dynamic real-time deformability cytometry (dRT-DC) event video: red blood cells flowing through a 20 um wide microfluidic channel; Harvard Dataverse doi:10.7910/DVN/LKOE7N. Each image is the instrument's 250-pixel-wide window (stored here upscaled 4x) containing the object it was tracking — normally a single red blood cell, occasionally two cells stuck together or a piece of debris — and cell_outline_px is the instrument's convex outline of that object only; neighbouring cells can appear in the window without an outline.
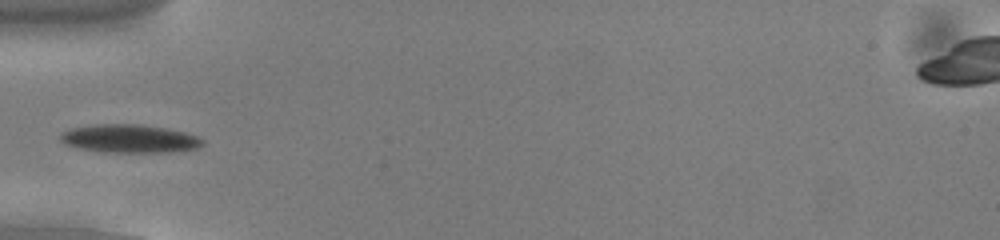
{"species": "common noctule bat (a hibernating species)", "species_latin": "Nyctalus noctula", "temperature_condition": "cold", "stored_images_in_passage": 37, "camera_frame_rate_fps": 3000, "um_per_image_px": 0.085, "animal": {"sex": "male", "body_mass_g": 13.0, "forearm_length_mm": 53.1}, "frame": {"image": 1, "passage_image": 1, "time_ms": 0.0, "image_size_px": [1000, 240], "cell_outline_px": [[204, 144], [196, 148], [172, 152], [104, 152], [80, 148], [64, 144], [60, 140], [60, 136], [64, 132], [72, 128], [96, 124], [136, 124], [164, 128], [184, 132], [196, 136], [204, 140]], "centroid_in_image_um": [11.01, 11.79], "position_along_channel_um": 74.0, "area_um2": 23.18}}
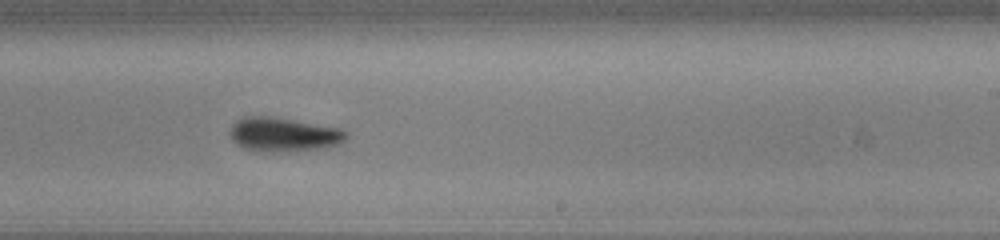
{"frame": {"image": 2, "passage_image": 16, "time_ms": 5.0, "image_size_px": [1000, 240], "cell_outline_px": [[348, 136], [340, 144], [324, 148], [288, 152], [272, 152], [244, 148], [236, 144], [232, 140], [228, 132], [232, 124], [240, 116], [272, 116], [340, 128], [348, 132]], "centroid_in_image_um": [24.09, 11.43], "position_along_channel_um": 264.9, "area_um2": 23.47}}
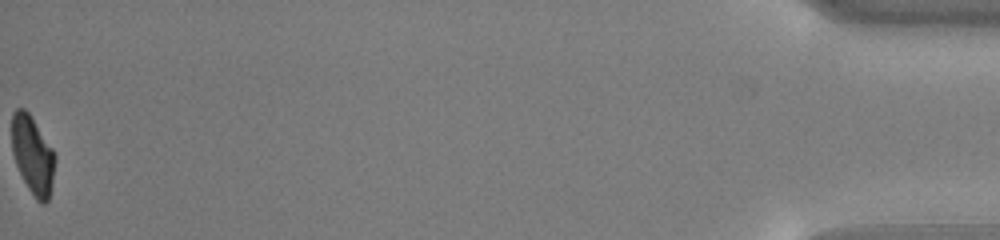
{"frame": {"image": 3, "passage_image": 37, "time_ms": 12.0, "image_size_px": [1000, 240], "cell_outline_px": [[56, 160], [52, 184], [48, 200], [44, 204], [40, 204], [36, 200], [28, 188], [16, 164], [12, 152], [12, 112], [16, 108], [24, 108], [28, 112], [52, 148], [56, 156]], "centroid_in_image_um": [2.78, 13.19], "position_along_channel_um": 432.4, "area_um2": 19.59}, "authors_computed_cell_mechanics": {"area_um2": 22.5998, "velocity_mm_per_s": 3.8252, "shape_relaxation_time_tau1_ms": 2.2556, "shape_relaxation_time_tau2_ms": 3.6166, "deformation_change_tau1": 0.1195, "deformation_change_tau2": 0.079}}